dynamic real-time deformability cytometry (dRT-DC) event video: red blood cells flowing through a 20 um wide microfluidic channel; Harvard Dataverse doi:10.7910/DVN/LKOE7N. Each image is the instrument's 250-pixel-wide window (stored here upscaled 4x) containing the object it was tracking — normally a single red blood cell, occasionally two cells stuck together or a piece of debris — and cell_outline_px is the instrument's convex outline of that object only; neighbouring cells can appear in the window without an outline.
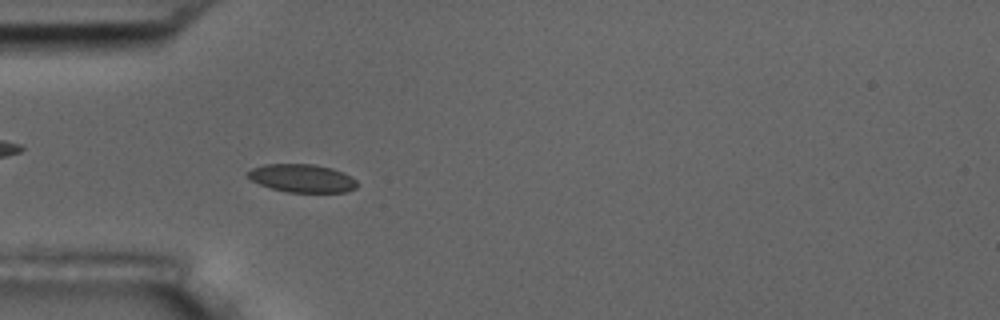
{"species": "common noctule bat (a hibernating species)", "species_latin": "Nyctalus noctula", "temperature_condition": "room temperature", "stored_images_in_passage": 55, "camera_frame_rate_fps": 3000, "um_per_image_px": 0.085, "animal": {"sex": "male", "body_mass_g": 17.5, "forearm_length_mm": 52.3}, "frame": {"image": 1, "passage_image": 17, "time_ms": 5.333, "image_size_px": [1000, 320], "cell_outline_px": [[356, 188], [344, 192], [288, 192], [272, 188], [260, 184], [244, 176], [252, 168], [264, 164], [312, 164], [332, 168], [344, 172], [356, 180]], "centroid_in_image_um": [25.66, 15.14], "position_along_channel_um": 59.3, "area_um2": 17.86}}
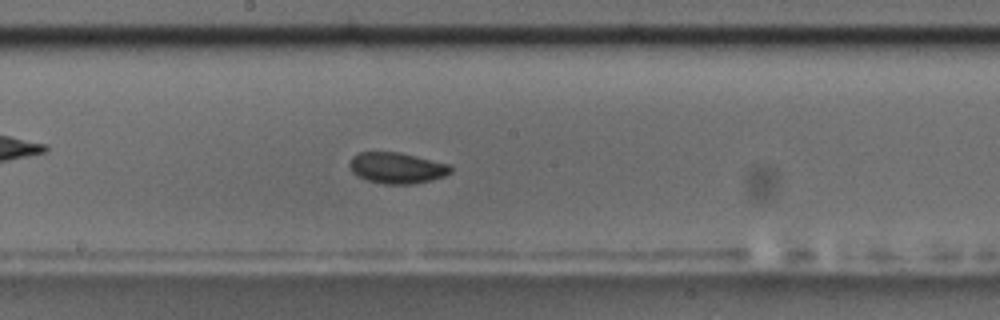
{"frame": {"image": 2, "passage_image": 30, "time_ms": 9.667, "image_size_px": [1000, 320], "cell_outline_px": [[452, 172], [444, 176], [432, 180], [412, 184], [384, 184], [368, 180], [356, 176], [352, 172], [348, 164], [352, 156], [360, 152], [400, 152], [448, 164], [452, 168]], "centroid_in_image_um": [33.71, 14.27], "position_along_channel_um": 214.5, "area_um2": 18.32}}
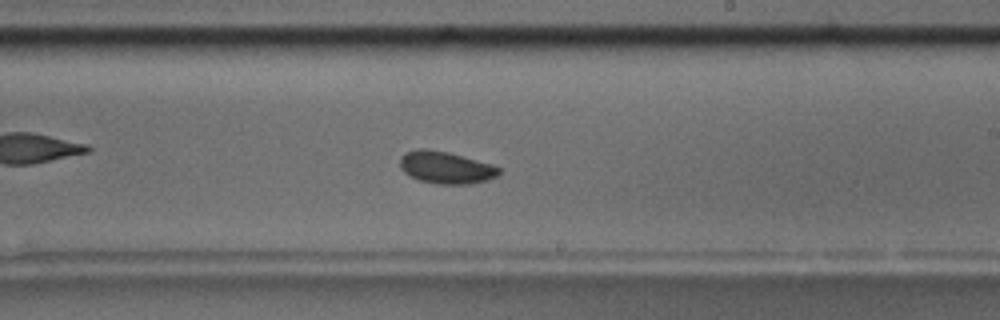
{"frame": {"image": 3, "passage_image": 33, "time_ms": 10.667, "image_size_px": [1000, 320], "cell_outline_px": [[500, 176], [488, 180], [472, 184], [436, 184], [420, 180], [404, 172], [400, 168], [400, 156], [404, 152], [416, 148], [424, 148], [448, 152], [492, 164], [500, 168]], "centroid_in_image_um": [37.91, 14.23], "position_along_channel_um": 251.1, "area_um2": 18.79}, "authors_computed_cell_mechanics": {"area_um2": 18.0914, "velocity_mm_per_s": 3.6747, "shape_relaxation_time_tau1_ms": 2.3248, "shape_relaxation_time_tau2_ms": 1.7261, "deformation_change_tau1": 0.091, "deformation_change_tau2": 0.0563}}